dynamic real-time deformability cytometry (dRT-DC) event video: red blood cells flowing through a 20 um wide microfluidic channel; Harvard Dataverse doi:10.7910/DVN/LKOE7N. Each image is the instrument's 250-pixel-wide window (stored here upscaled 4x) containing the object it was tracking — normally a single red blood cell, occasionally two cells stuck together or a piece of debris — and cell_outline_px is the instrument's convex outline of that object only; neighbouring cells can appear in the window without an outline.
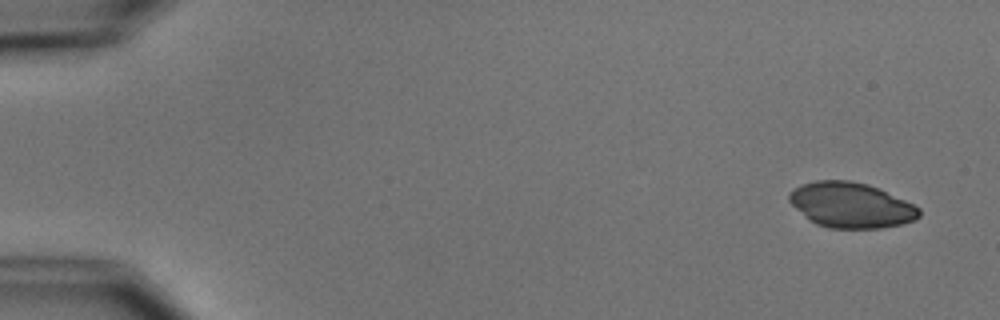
{"species": "common noctule bat (a hibernating species)", "species_latin": "Nyctalus noctula", "temperature_condition": "cold", "stored_images_in_passage": 5, "camera_frame_rate_fps": 3000, "um_per_image_px": 0.085, "animal": {"sex": "male", "body_mass_g": 15.6}, "frame": {"image": 1, "passage_image": 1, "time_ms": 0.0, "image_size_px": [1000, 320], "cell_outline_px": [[920, 216], [916, 220], [900, 224], [880, 228], [828, 228], [816, 224], [796, 208], [788, 200], [788, 196], [800, 184], [816, 180], [848, 180], [868, 184], [904, 200], [920, 208]], "centroid_in_image_um": [72.34, 17.43], "position_along_channel_um": 12.7, "area_um2": 33.93}}